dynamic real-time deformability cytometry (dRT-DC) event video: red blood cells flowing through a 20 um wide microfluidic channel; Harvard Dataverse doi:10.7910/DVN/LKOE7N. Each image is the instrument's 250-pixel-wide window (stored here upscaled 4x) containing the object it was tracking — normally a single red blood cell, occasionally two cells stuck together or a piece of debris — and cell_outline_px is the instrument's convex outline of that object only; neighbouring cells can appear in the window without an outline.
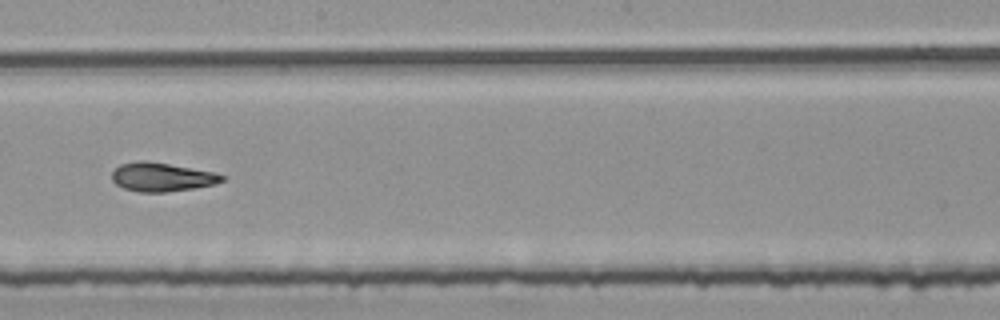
{"species": "common noctule bat (a hibernating species)", "species_latin": "Nyctalus noctula", "temperature_condition": "room temperature", "stored_images_in_passage": 32, "camera_frame_rate_fps": 3000, "um_per_image_px": 0.085, "animal": {"sex": "female", "body_mass_g": 25.1}, "frame": {"image": 1, "passage_image": 28, "time_ms": 9.0, "image_size_px": [1000, 320], "cell_outline_px": [[228, 176], [224, 180], [216, 184], [192, 188], [164, 192], [140, 192], [124, 188], [116, 184], [112, 180], [112, 172], [120, 164], [140, 160], [144, 160], [216, 172]], "centroid_in_image_um": [13.78, 15.04], "position_along_channel_um": 234.4, "area_um2": 18.44}}